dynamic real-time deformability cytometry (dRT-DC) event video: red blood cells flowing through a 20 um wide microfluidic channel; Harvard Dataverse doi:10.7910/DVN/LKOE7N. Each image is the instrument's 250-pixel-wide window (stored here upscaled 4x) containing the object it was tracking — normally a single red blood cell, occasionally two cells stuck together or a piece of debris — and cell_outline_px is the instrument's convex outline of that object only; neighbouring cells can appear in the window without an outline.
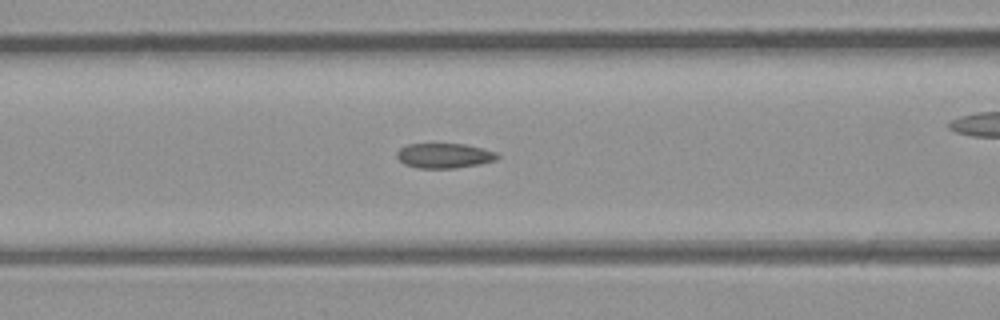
{"species": "common noctule bat (a hibernating species)", "species_latin": "Nyctalus noctula", "temperature_condition": "room temperature", "stored_images_in_passage": 45, "camera_frame_rate_fps": 3000, "um_per_image_px": 0.085, "animal": {"sex": "male", "body_mass_g": 23.1, "forearm_length_mm": 52.7}, "frame": {"image": 1, "passage_image": 16, "time_ms": 5.0, "image_size_px": [1000, 320], "cell_outline_px": [[500, 156], [496, 160], [480, 164], [456, 168], [416, 168], [404, 164], [396, 156], [396, 152], [400, 148], [408, 144], [464, 144], [484, 148], [496, 152]], "centroid_in_image_um": [37.77, 13.23], "position_along_channel_um": 128.8, "area_um2": 14.68}}
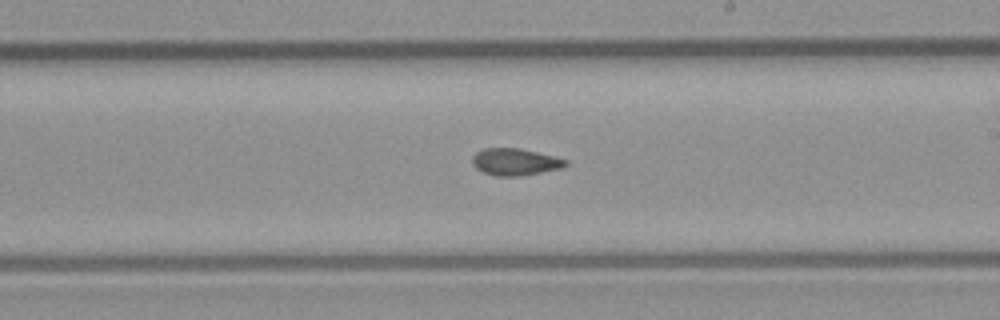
{"frame": {"image": 2, "passage_image": 24, "time_ms": 7.667, "image_size_px": [1000, 320], "cell_outline_px": [[568, 164], [560, 168], [520, 176], [496, 176], [484, 172], [476, 168], [472, 164], [472, 156], [476, 152], [484, 148], [520, 148], [568, 160]], "centroid_in_image_um": [43.75, 13.75], "position_along_channel_um": 245.3, "area_um2": 14.51}}
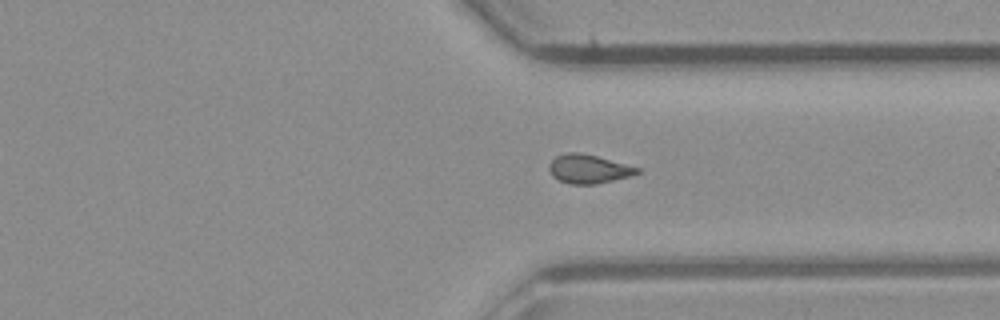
{"frame": {"image": 3, "passage_image": 32, "time_ms": 10.333, "image_size_px": [1000, 320], "cell_outline_px": [[640, 172], [632, 176], [596, 184], [568, 184], [552, 176], [548, 168], [548, 164], [556, 156], [568, 152], [580, 152], [596, 156], [640, 168]], "centroid_in_image_um": [50.01, 14.36], "position_along_channel_um": 361.4, "area_um2": 14.8}, "authors_computed_cell_mechanics": {"area_um2": 14.7968, "velocity_mm_per_s": 4.3668, "shape_relaxation_time_tau1_ms": null, "shape_relaxation_time_tau2_ms": 2.1328, "deformation_change_tau1": null, "deformation_change_tau2": 0.0678}}